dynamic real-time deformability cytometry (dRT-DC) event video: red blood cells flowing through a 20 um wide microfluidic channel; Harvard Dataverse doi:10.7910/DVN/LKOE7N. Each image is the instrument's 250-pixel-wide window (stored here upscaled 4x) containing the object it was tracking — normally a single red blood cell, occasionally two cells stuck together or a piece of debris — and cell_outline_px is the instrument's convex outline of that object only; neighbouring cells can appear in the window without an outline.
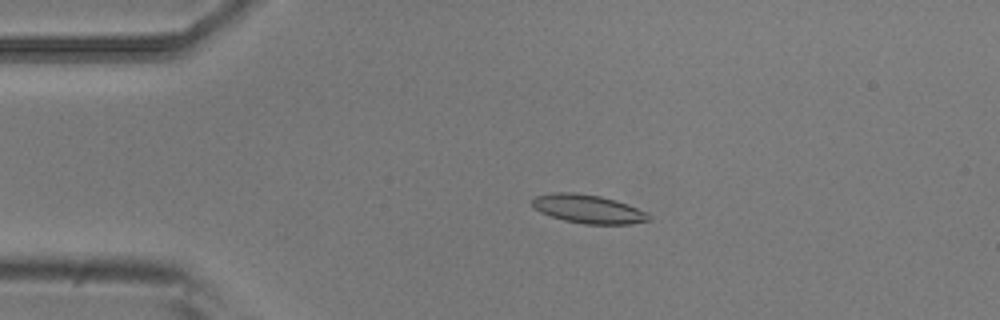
{"species": "common noctule bat (a hibernating species)", "species_latin": "Nyctalus noctula", "temperature_condition": "room temperature", "stored_images_in_passage": 4, "camera_frame_rate_fps": 3000, "um_per_image_px": 0.085, "animal": {"sex": "male", "body_mass_g": 20.5, "forearm_length_mm": 52.5}, "frame": {"image": 1, "passage_image": 3, "time_ms": 0.667, "image_size_px": [1000, 320], "cell_outline_px": [[652, 216], [648, 220], [632, 224], [584, 224], [564, 220], [540, 212], [532, 204], [532, 200], [536, 196], [556, 192], [572, 192], [600, 196], [648, 212]], "centroid_in_image_um": [50.0, 17.77], "position_along_channel_um": 35.0, "area_um2": 19.07}}